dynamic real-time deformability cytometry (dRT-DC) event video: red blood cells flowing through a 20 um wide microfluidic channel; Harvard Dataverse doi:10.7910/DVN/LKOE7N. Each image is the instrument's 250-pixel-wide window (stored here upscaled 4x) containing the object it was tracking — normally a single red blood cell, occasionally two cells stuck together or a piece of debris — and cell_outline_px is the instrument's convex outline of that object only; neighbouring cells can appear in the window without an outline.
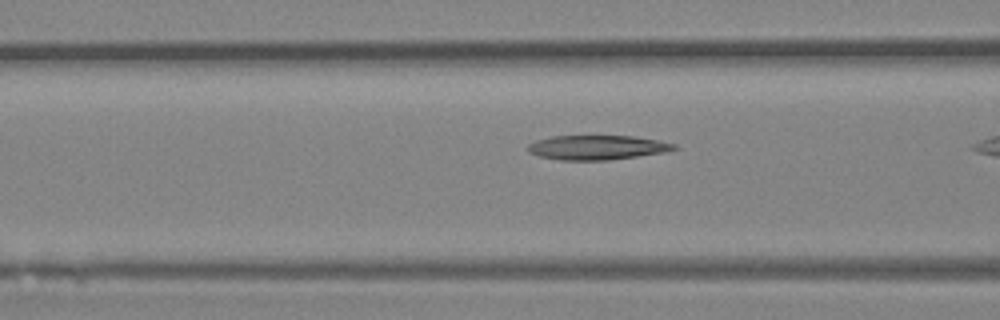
{"species": "Egyptian fruit bat (a non-hibernating species)", "species_latin": "Rousettus aegyptiacus", "temperature_condition": "room temperature", "stored_images_in_passage": 20, "camera_frame_rate_fps": 3000, "um_per_image_px": 0.085, "animal": {"sex": "female"}, "frame": {"image": 1, "passage_image": 15, "time_ms": 4.667, "image_size_px": [1000, 320], "cell_outline_px": [[680, 148], [668, 152], [608, 160], [560, 160], [540, 156], [528, 152], [528, 144], [536, 140], [552, 136], [632, 136], [656, 140], [676, 144]], "centroid_in_image_um": [50.79, 12.54], "position_along_channel_um": 115.8, "area_um2": 20.87}}